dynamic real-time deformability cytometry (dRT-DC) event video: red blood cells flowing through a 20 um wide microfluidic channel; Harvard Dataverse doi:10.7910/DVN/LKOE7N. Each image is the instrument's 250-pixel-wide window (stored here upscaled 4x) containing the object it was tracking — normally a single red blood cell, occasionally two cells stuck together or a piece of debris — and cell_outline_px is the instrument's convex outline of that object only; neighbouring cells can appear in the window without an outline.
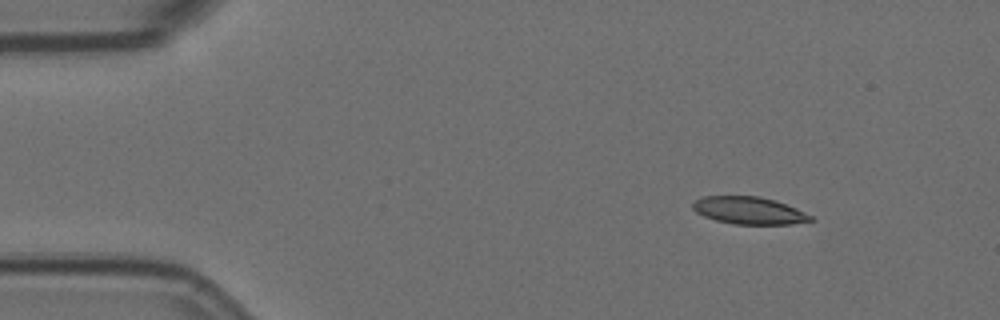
{"species": "Egyptian fruit bat (a non-hibernating species)", "species_latin": "Rousettus aegyptiacus", "temperature_condition": "room temperature", "stored_images_in_passage": 5, "segment_of_instrument_passage": [1, 2], "camera_frame_rate_fps": 3000, "um_per_image_px": 0.085, "animal": {"sex": "female"}, "frame": {"image": 1, "passage_image": 2, "time_ms": 0.333, "image_size_px": [1000, 320], "cell_outline_px": [[816, 220], [792, 224], [736, 224], [716, 220], [704, 216], [696, 212], [692, 208], [692, 204], [696, 200], [704, 196], [760, 196], [796, 208], [812, 216]], "centroid_in_image_um": [63.67, 17.9], "position_along_channel_um": 21.3, "area_um2": 18.61}}